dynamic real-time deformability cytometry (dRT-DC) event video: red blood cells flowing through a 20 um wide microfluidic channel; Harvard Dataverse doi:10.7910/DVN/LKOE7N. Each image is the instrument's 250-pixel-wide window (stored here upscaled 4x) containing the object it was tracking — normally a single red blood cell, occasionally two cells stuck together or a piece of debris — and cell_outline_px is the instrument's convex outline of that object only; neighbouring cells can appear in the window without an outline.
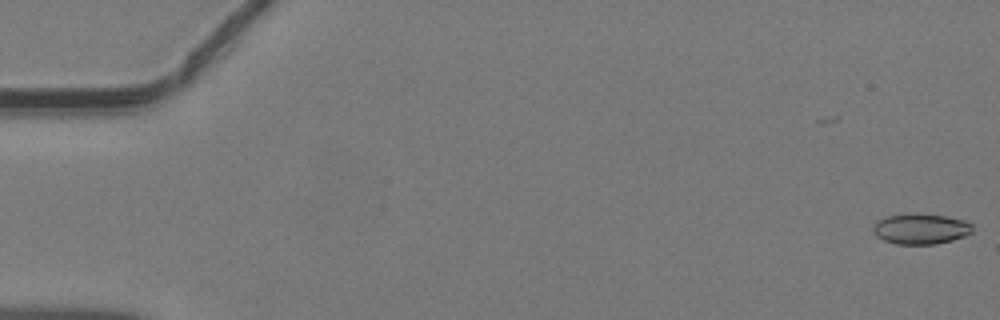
{"species": "common noctule bat (a hibernating species)", "species_latin": "Nyctalus noctula", "temperature_condition": "warm", "stored_images_in_passage": 43, "camera_frame_rate_fps": 3000, "um_per_image_px": 0.085, "animal": {"sex": "male", "body_mass_g": 19.2, "forearm_length_mm": 51.8}, "frame": {"image": 1, "passage_image": 1, "time_ms": 0.0, "image_size_px": [1000, 320], "cell_outline_px": [[972, 232], [964, 236], [952, 240], [936, 244], [896, 244], [884, 240], [876, 236], [872, 228], [872, 224], [876, 220], [884, 216], [912, 212], [916, 212], [944, 216], [964, 220], [972, 224]], "centroid_in_image_um": [78.21, 19.43], "position_along_channel_um": 6.8, "area_um2": 18.03}}
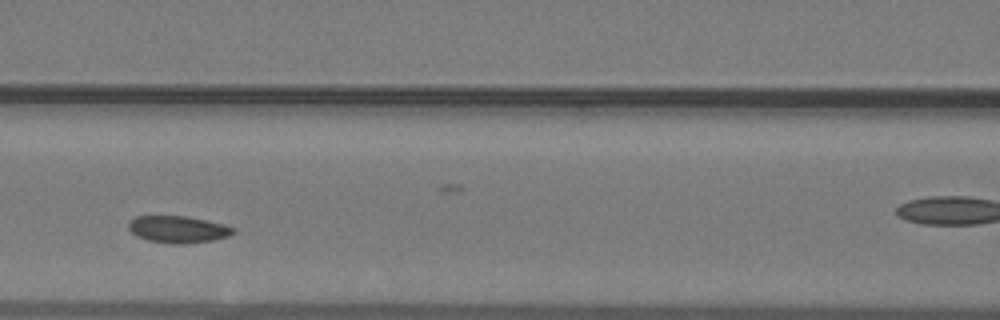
{"frame": {"image": 2, "passage_image": 17, "time_ms": 5.333, "image_size_px": [1000, 320], "cell_outline_px": [[236, 232], [228, 236], [212, 240], [184, 244], [172, 244], [148, 240], [136, 236], [128, 228], [128, 224], [136, 216], [188, 216], [224, 224], [236, 228]], "centroid_in_image_um": [15.16, 19.49], "position_along_channel_um": 151.4, "area_um2": 16.47}}
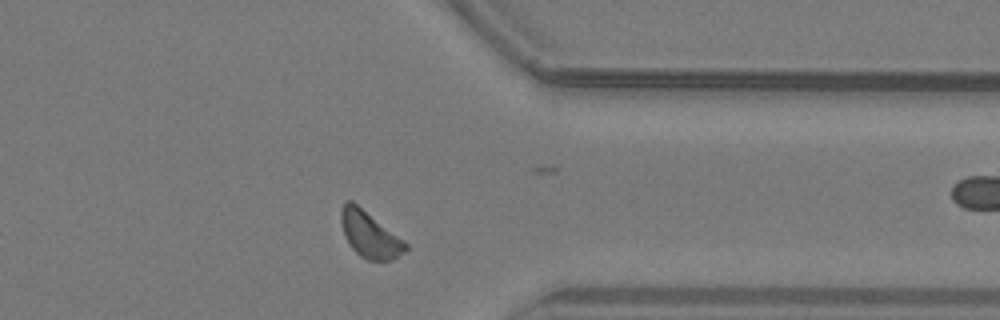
{"frame": {"image": 3, "passage_image": 33, "time_ms": 10.667, "image_size_px": [1000, 320], "cell_outline_px": [[408, 248], [404, 252], [392, 260], [368, 260], [360, 256], [348, 244], [344, 236], [340, 220], [340, 212], [344, 204], [348, 200], [352, 200], [404, 240], [408, 244]], "centroid_in_image_um": [31.41, 19.93], "position_along_channel_um": 380.0, "area_um2": 17.34}}